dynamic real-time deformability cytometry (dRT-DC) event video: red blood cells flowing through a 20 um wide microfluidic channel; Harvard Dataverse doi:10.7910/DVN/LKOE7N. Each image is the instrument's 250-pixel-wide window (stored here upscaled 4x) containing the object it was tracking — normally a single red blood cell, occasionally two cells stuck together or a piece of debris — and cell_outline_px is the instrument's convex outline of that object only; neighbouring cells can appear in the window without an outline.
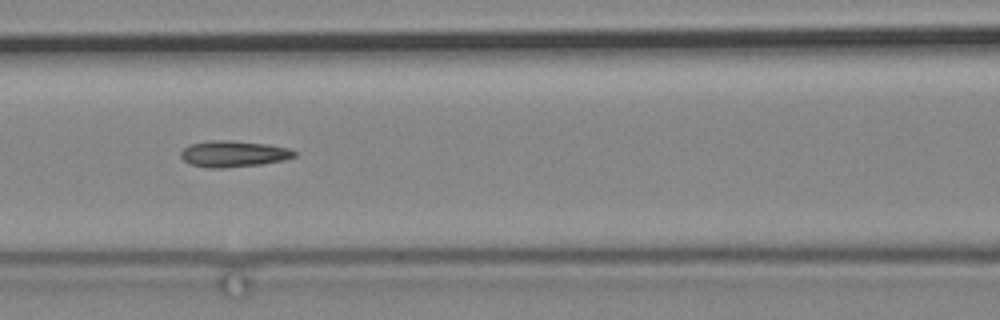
{"species": "common noctule bat (a hibernating species)", "species_latin": "Nyctalus noctula", "temperature_condition": "cold", "stored_images_in_passage": 4, "camera_frame_rate_fps": 3000, "um_per_image_px": 0.085, "animal": {"sex": "male", "body_mass_g": 19.2, "forearm_length_mm": 51.8}, "frame": {"image": 1, "passage_image": 4, "time_ms": 3.333, "image_size_px": [1000, 320], "cell_outline_px": [[296, 156], [284, 160], [260, 164], [220, 168], [208, 168], [192, 164], [184, 160], [180, 156], [180, 152], [188, 144], [208, 140], [232, 140], [268, 144], [288, 148], [296, 152]], "centroid_in_image_um": [19.83, 13.06], "position_along_channel_um": 146.8, "area_um2": 17.4}}